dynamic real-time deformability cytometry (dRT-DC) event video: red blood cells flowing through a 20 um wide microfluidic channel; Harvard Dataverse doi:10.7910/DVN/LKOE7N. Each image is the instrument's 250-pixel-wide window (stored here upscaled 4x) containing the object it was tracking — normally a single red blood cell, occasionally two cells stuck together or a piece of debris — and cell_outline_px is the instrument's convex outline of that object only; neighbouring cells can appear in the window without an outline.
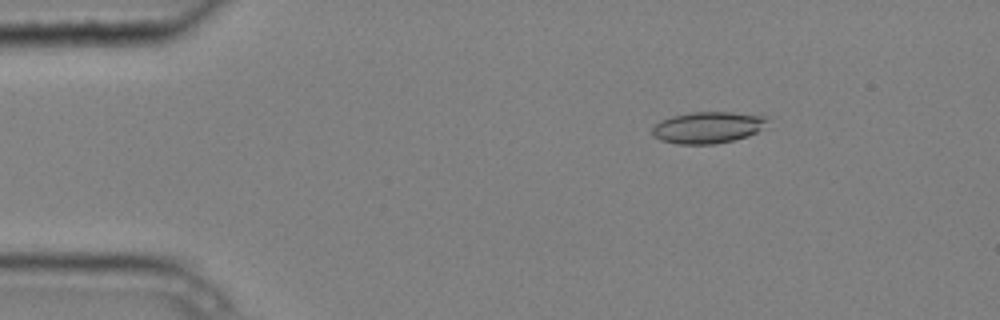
{"species": "common noctule bat (a hibernating species)", "species_latin": "Nyctalus noctula", "temperature_condition": "cold", "stored_images_in_passage": 3, "camera_frame_rate_fps": 3000, "um_per_image_px": 0.085, "animal": {"sex": "male", "body_mass_g": 20.4}, "frame": {"image": 1, "passage_image": 1, "time_ms": 0.0, "image_size_px": [1000, 320], "cell_outline_px": [[768, 120], [756, 132], [748, 136], [716, 144], [676, 144], [660, 140], [652, 136], [652, 128], [660, 120], [672, 116], [692, 112], [732, 112], [768, 116]], "centroid_in_image_um": [60.12, 10.83], "position_along_channel_um": 24.9, "area_um2": 21.15}}